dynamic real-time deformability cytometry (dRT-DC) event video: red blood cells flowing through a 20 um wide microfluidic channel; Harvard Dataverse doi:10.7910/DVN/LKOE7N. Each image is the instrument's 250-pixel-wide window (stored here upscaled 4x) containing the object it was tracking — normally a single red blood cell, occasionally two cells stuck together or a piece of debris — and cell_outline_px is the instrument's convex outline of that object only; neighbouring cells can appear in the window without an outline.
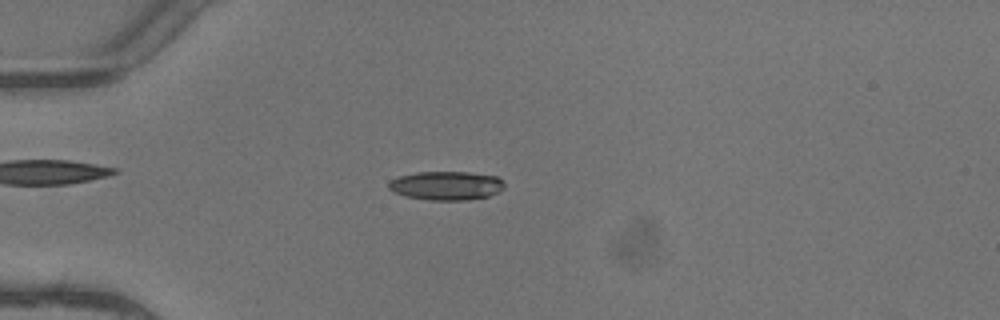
{"species": "common noctule bat (a hibernating species)", "species_latin": "Nyctalus noctula", "temperature_condition": "warm", "stored_images_in_passage": 5, "camera_frame_rate_fps": 3000, "um_per_image_px": 0.085, "animal": {"sex": "female"}, "frame": {"image": 1, "passage_image": 4, "time_ms": 1.0, "image_size_px": [1000, 320], "cell_outline_px": [[504, 188], [488, 196], [468, 200], [428, 200], [404, 196], [392, 192], [388, 188], [388, 184], [392, 180], [400, 176], [416, 172], [468, 172], [496, 176], [504, 184]], "centroid_in_image_um": [37.9, 15.78], "position_along_channel_um": 47.1, "area_um2": 19.36}}